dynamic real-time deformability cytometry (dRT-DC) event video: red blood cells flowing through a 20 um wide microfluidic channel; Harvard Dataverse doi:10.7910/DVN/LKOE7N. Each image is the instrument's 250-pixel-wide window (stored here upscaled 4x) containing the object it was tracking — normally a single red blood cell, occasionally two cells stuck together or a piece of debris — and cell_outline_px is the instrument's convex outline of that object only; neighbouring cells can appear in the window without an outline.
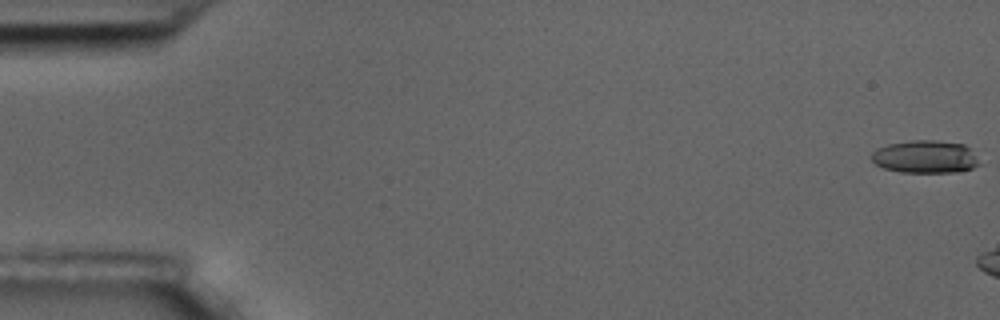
{"species": "common noctule bat (a hibernating species)", "species_latin": "Nyctalus noctula", "temperature_condition": "room temperature", "stored_images_in_passage": 3, "camera_frame_rate_fps": 3000, "um_per_image_px": 0.085, "animal": {"sex": "male", "body_mass_g": 17.5, "forearm_length_mm": 52.3}, "frame": {"image": 1, "passage_image": 1, "time_ms": 0.0, "image_size_px": [1000, 320], "cell_outline_px": [[984, 164], [972, 168], [952, 172], [900, 172], [884, 168], [876, 164], [872, 160], [872, 152], [876, 148], [888, 144], [912, 140], [936, 140], [964, 144]], "centroid_in_image_um": [78.66, 13.32], "position_along_channel_um": 6.3, "area_um2": 20.63}}